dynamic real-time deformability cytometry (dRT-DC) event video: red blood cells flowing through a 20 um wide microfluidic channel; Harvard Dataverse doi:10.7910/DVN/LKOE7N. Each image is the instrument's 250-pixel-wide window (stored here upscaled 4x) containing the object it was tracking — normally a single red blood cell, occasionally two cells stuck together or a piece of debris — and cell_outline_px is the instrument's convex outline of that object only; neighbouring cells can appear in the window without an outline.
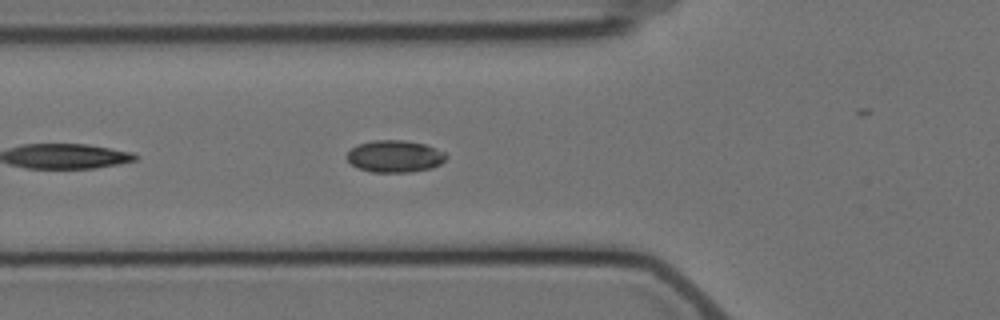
{"species": "Egyptian fruit bat (a non-hibernating species)", "species_latin": "Rousettus aegyptiacus", "temperature_condition": "cold", "stored_images_in_passage": 5, "camera_frame_rate_fps": 3000, "um_per_image_px": 0.085, "animal": {"sex": "female"}, "frame": {"image": 1, "passage_image": 5, "time_ms": 5.333, "image_size_px": [1000, 320], "cell_outline_px": [[448, 156], [440, 164], [432, 168], [412, 172], [372, 172], [360, 168], [352, 164], [348, 160], [348, 152], [356, 144], [372, 140], [404, 140], [424, 144], [444, 152]], "centroid_in_image_um": [33.57, 13.28], "position_along_channel_um": 92.2, "area_um2": 18.44}}